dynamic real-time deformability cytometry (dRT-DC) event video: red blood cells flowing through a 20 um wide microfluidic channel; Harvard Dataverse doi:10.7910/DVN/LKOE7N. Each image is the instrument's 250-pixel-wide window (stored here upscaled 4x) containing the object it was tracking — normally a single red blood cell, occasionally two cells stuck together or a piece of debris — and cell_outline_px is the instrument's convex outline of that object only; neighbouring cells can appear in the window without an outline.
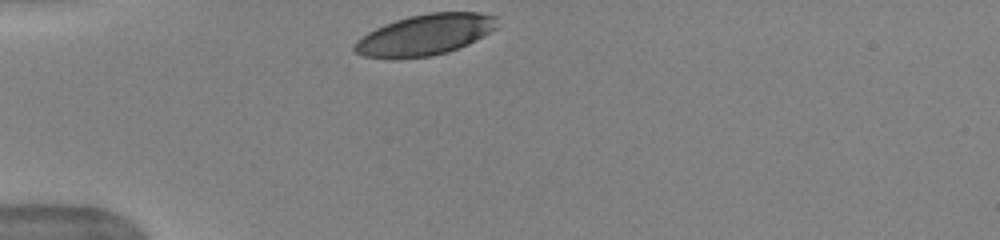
{"species": "human", "species_latin": "Homo sapiens", "temperature_condition": "warm", "stored_images_in_passage": 30, "camera_frame_rate_fps": 3000, "um_per_image_px": 0.085, "donor": {"sex": "female"}, "frame": {"image": 1, "passage_image": 1, "time_ms": 0.0, "image_size_px": [1000, 240], "cell_outline_px": [[496, 28], [476, 40], [468, 44], [448, 52], [432, 56], [364, 56], [356, 52], [352, 48], [356, 40], [368, 32], [384, 24], [408, 16], [432, 12], [480, 12], [496, 16]], "centroid_in_image_um": [36.16, 2.92], "position_along_channel_um": 48.8, "area_um2": 33.29}}
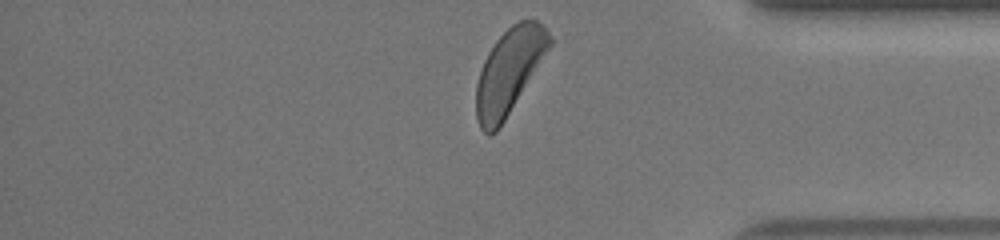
{"frame": {"image": 2, "passage_image": 30, "time_ms": 9.667, "image_size_px": [1000, 240], "cell_outline_px": [[556, 40], [504, 120], [496, 132], [488, 136], [480, 128], [476, 116], [476, 84], [484, 60], [488, 52], [496, 40], [512, 24], [520, 20], [536, 20], [544, 24]], "centroid_in_image_um": [43.32, 6.02], "position_along_channel_um": 391.9, "area_um2": 36.47}, "authors_computed_cell_mechanics": {"area_um2": 36.3273, "velocity_mm_per_s": 3.9319, "shape_relaxation_time_tau1_ms": 2.2267, "shape_relaxation_time_tau2_ms": null, "deformation_change_tau1": 0.1061, "deformation_change_tau2": null}}